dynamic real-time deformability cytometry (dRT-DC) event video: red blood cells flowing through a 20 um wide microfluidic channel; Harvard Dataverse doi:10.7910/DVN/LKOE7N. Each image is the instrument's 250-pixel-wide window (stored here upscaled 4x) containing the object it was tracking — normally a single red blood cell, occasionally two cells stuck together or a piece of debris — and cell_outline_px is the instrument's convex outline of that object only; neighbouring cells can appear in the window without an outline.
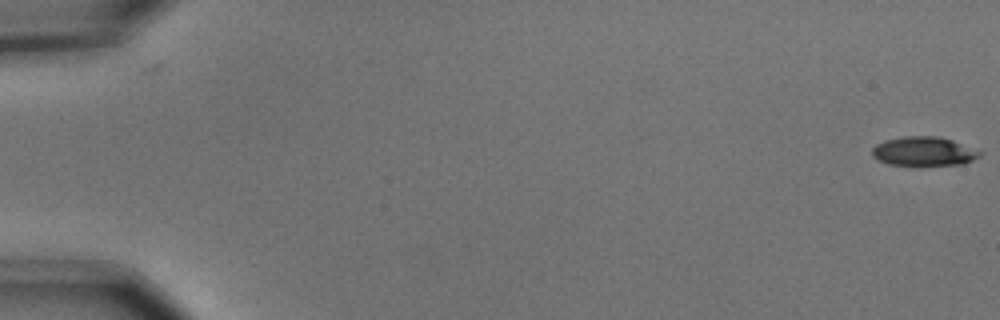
{"species": "common noctule bat (a hibernating species)", "species_latin": "Nyctalus noctula", "temperature_condition": "cold", "stored_images_in_passage": 5, "camera_frame_rate_fps": 3000, "um_per_image_px": 0.085, "animal": {"sex": "male", "body_mass_g": 15.6}, "frame": {"image": 1, "passage_image": 1, "time_ms": 0.0, "image_size_px": [1000, 320], "cell_outline_px": [[984, 152], [980, 156], [964, 164], [888, 164], [872, 156], [872, 148], [876, 144], [884, 140], [904, 136], [940, 136], [952, 140]], "centroid_in_image_um": [78.53, 12.84], "position_along_channel_um": 6.5, "area_um2": 18.03}}
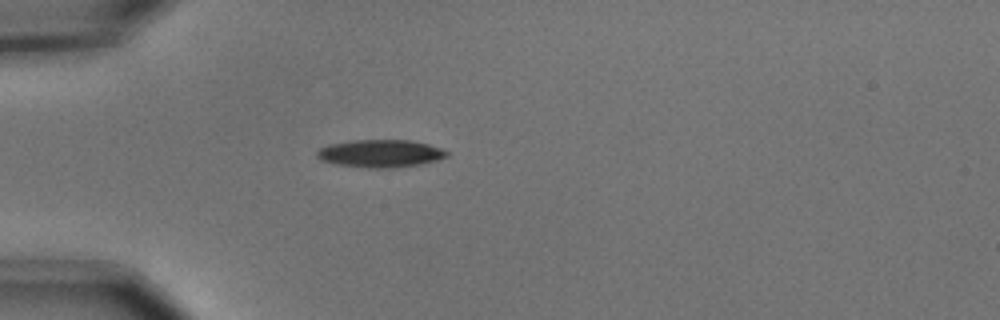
{"frame": {"image": 2, "passage_image": 5, "time_ms": 1.333, "image_size_px": [1000, 320], "cell_outline_px": [[448, 156], [440, 160], [424, 164], [392, 168], [368, 168], [336, 164], [320, 160], [316, 156], [316, 152], [320, 148], [328, 144], [352, 140], [412, 140], [428, 144], [440, 148], [448, 152]], "centroid_in_image_um": [32.35, 13.05], "position_along_channel_um": 52.7, "area_um2": 21.21}}